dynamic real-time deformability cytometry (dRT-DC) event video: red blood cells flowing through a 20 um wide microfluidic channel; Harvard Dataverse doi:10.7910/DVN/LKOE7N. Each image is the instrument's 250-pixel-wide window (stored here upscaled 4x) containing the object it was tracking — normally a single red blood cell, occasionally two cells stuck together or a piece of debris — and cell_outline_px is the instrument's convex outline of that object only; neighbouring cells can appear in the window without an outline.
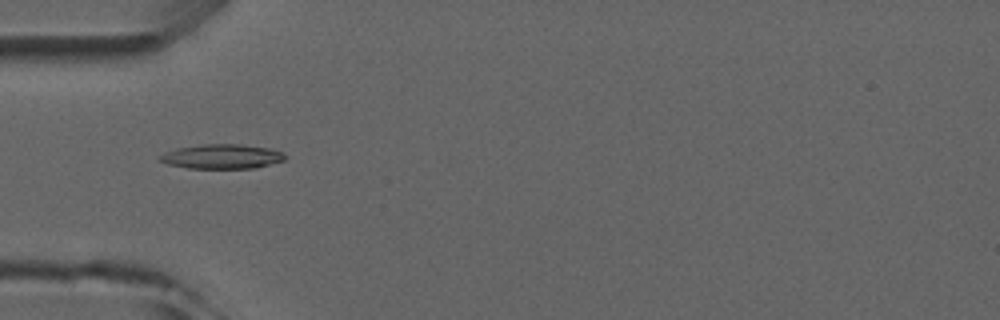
{"species": "common noctule bat (a hibernating species)", "species_latin": "Nyctalus noctula", "temperature_condition": "room temperature", "stored_images_in_passage": 5, "camera_frame_rate_fps": 3000, "um_per_image_px": 0.085, "animal": {"sex": "male", "forearm_length_mm": 52.5}, "frame": {"image": 1, "passage_image": 5, "time_ms": 4.333, "image_size_px": [1000, 320], "cell_outline_px": [[288, 156], [284, 160], [256, 168], [188, 168], [168, 164], [156, 160], [156, 156], [164, 152], [176, 148], [200, 144], [240, 144], [272, 148]], "centroid_in_image_um": [18.81, 13.29], "position_along_channel_um": 66.2, "area_um2": 18.15}}